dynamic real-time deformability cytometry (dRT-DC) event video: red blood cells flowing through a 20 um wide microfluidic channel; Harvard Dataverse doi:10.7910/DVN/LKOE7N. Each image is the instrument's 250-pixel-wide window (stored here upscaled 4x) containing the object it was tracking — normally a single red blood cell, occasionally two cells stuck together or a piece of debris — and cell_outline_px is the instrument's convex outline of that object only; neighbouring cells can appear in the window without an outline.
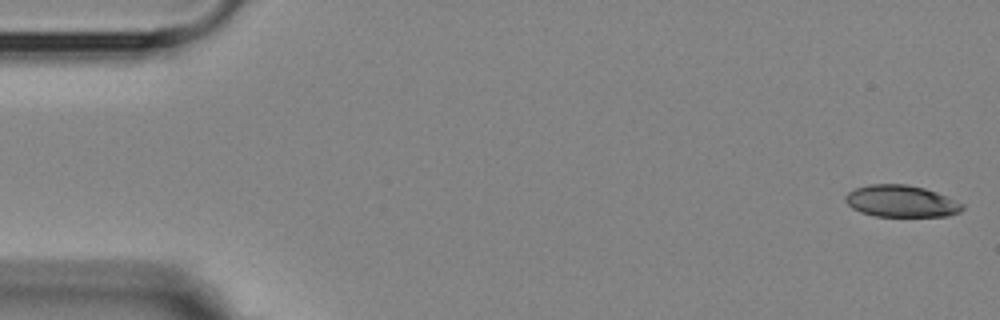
{"species": "Egyptian fruit bat (a non-hibernating species)", "species_latin": "Rousettus aegyptiacus", "temperature_condition": "room temperature", "stored_images_in_passage": 4, "camera_frame_rate_fps": 3000, "um_per_image_px": 0.085, "animal": {"sex": "female"}, "frame": {"image": 1, "passage_image": 1, "time_ms": 0.0, "image_size_px": [1000, 320], "cell_outline_px": [[964, 208], [960, 212], [948, 216], [876, 216], [860, 212], [852, 208], [844, 200], [844, 196], [848, 192], [856, 188], [872, 184], [908, 184], [924, 188], [936, 192], [964, 204]], "centroid_in_image_um": [76.59, 17.1], "position_along_channel_um": 8.4, "area_um2": 21.68}}